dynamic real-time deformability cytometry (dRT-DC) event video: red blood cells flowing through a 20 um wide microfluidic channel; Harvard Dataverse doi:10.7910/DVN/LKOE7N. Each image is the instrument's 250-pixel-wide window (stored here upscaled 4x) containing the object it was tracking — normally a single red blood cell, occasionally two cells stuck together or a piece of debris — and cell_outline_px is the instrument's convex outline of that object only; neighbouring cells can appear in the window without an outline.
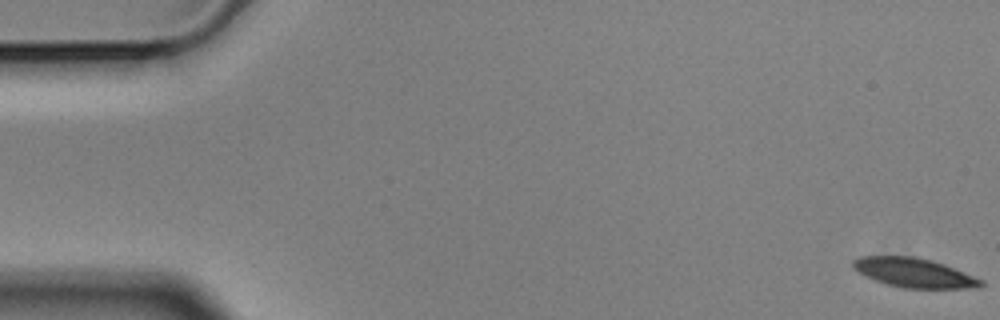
{"species": "Egyptian fruit bat (a non-hibernating species)", "species_latin": "Rousettus aegyptiacus", "temperature_condition": "cold", "stored_images_in_passage": 9, "camera_frame_rate_fps": 3000, "um_per_image_px": 0.085, "animal": {"sex": "male"}, "frame": {"image": 1, "passage_image": 1, "time_ms": 0.0, "image_size_px": [1000, 320], "cell_outline_px": [[984, 284], [980, 288], [900, 288], [864, 276], [852, 268], [852, 260], [860, 256], [912, 256], [932, 260], [944, 264], [984, 280]], "centroid_in_image_um": [77.69, 23.18], "position_along_channel_um": 7.3, "area_um2": 21.96}}